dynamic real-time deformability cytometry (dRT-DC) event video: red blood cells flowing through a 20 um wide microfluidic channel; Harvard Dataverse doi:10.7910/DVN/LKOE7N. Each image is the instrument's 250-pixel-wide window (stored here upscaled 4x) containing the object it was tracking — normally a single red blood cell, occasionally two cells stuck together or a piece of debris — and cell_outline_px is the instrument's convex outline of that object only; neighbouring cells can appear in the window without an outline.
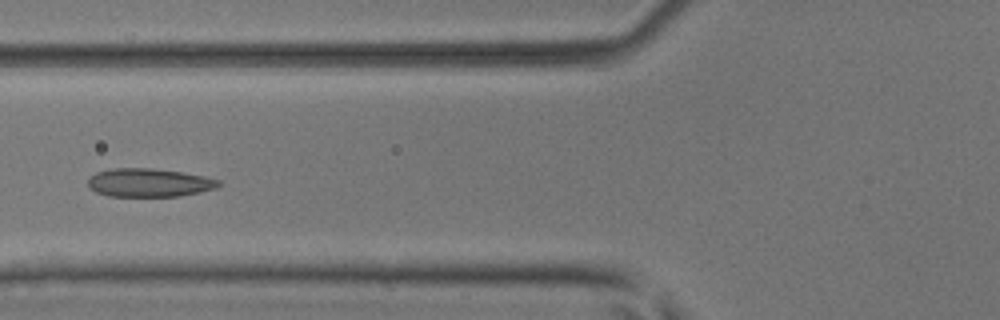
{"species": "common noctule bat (a hibernating species)", "species_latin": "Nyctalus noctula", "temperature_condition": "room temperature", "stored_images_in_passage": 7, "camera_frame_rate_fps": 3000, "um_per_image_px": 0.085, "animal": {"sex": "male", "body_mass_g": 17.9, "forearm_length_mm": 54.2}, "frame": {"image": 1, "passage_image": 7, "time_ms": 2.0, "image_size_px": [1000, 320], "cell_outline_px": [[220, 184], [216, 188], [200, 192], [180, 196], [108, 196], [96, 192], [88, 188], [88, 180], [96, 172], [112, 168], [152, 168], [180, 172], [204, 176], [220, 180]], "centroid_in_image_um": [12.65, 15.53], "position_along_channel_um": 113.1, "area_um2": 21.62}}